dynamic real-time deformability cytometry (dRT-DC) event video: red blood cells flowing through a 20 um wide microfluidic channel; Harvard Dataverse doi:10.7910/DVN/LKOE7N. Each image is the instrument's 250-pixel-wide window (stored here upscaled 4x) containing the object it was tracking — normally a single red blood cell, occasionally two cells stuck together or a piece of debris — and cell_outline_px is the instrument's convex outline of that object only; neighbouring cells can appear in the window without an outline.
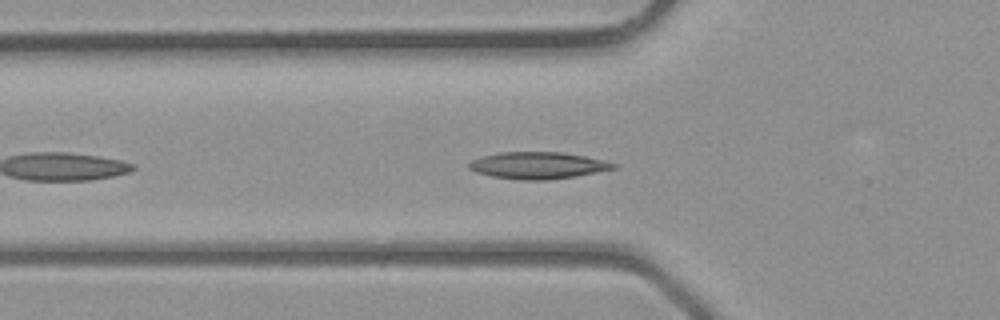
{"species": "common noctule bat (a hibernating species)", "species_latin": "Nyctalus noctula", "temperature_condition": "room temperature", "stored_images_in_passage": 30, "camera_frame_rate_fps": 3000, "um_per_image_px": 0.085, "animal": {"sex": "male", "body_mass_g": 23.1, "forearm_length_mm": 52.7}, "frame": {"image": 1, "passage_image": 4, "time_ms": 1.0, "image_size_px": [1000, 320], "cell_outline_px": [[620, 168], [576, 176], [548, 180], [520, 180], [492, 176], [476, 172], [468, 168], [468, 164], [472, 160], [480, 156], [500, 152], [564, 152], [604, 160], [620, 164]], "centroid_in_image_um": [45.77, 14.06], "position_along_channel_um": 80.0, "area_um2": 22.89}}
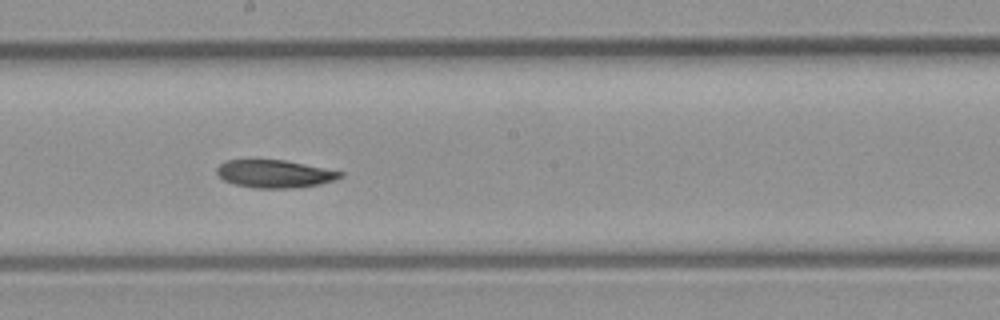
{"frame": {"image": 2, "passage_image": 12, "time_ms": 3.667, "image_size_px": [1000, 320], "cell_outline_px": [[344, 176], [332, 180], [316, 184], [292, 188], [252, 188], [236, 184], [224, 180], [216, 172], [216, 168], [224, 160], [284, 160], [344, 172]], "centroid_in_image_um": [23.31, 14.77], "position_along_channel_um": 224.9, "area_um2": 19.71}}
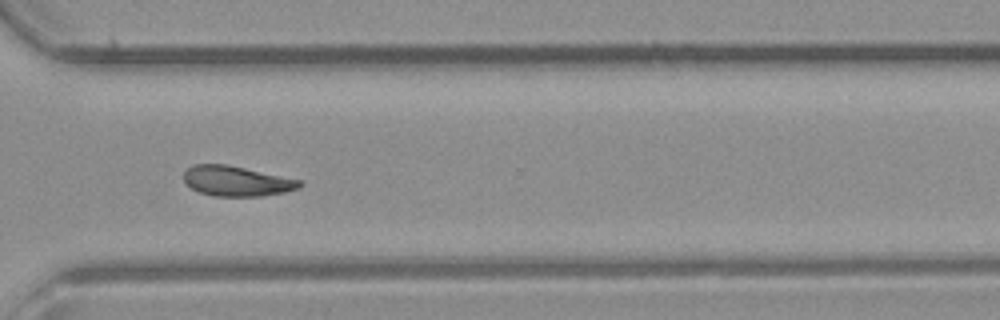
{"frame": {"image": 3, "passage_image": 19, "time_ms": 6.0, "image_size_px": [1000, 320], "cell_outline_px": [[304, 184], [296, 188], [284, 192], [260, 196], [212, 196], [200, 192], [184, 184], [184, 172], [192, 164], [228, 164], [304, 180]], "centroid_in_image_um": [20.12, 15.38], "position_along_channel_um": 350.5, "area_um2": 20.58}}